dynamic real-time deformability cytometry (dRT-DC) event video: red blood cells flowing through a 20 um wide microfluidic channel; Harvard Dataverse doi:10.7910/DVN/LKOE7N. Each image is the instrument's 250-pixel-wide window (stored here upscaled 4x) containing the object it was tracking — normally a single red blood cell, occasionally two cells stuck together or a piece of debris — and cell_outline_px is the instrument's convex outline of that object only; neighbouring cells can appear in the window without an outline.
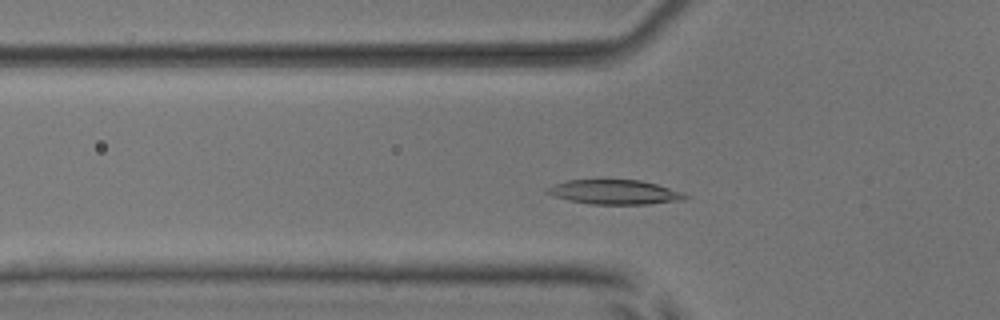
{"species": "common noctule bat (a hibernating species)", "species_latin": "Nyctalus noctula", "temperature_condition": "room temperature", "stored_images_in_passage": 40, "camera_frame_rate_fps": 3000, "um_per_image_px": 0.085, "animal": {"sex": "male", "body_mass_g": 17.9, "forearm_length_mm": 54.2}, "frame": {"image": 1, "passage_image": 5, "time_ms": 1.333, "image_size_px": [1000, 320], "cell_outline_px": [[688, 196], [684, 200], [648, 204], [592, 204], [568, 200], [552, 196], [544, 192], [544, 188], [552, 184], [568, 180], [640, 180], [656, 184], [680, 192]], "centroid_in_image_um": [52.15, 16.33], "position_along_channel_um": 73.7, "area_um2": 19.65}}
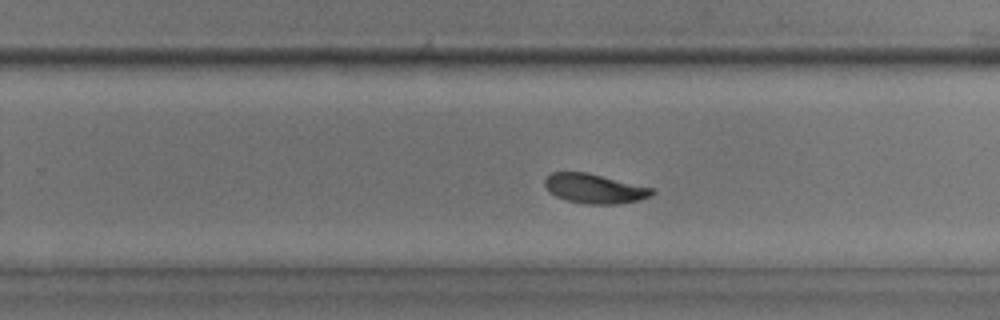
{"frame": {"image": 2, "passage_image": 21, "time_ms": 6.667, "image_size_px": [1000, 320], "cell_outline_px": [[656, 192], [652, 196], [640, 200], [616, 204], [588, 204], [568, 200], [556, 196], [548, 192], [544, 184], [544, 180], [552, 172], [588, 172], [656, 188]], "centroid_in_image_um": [50.59, 16.02], "position_along_channel_um": 279.2, "area_um2": 18.73}}
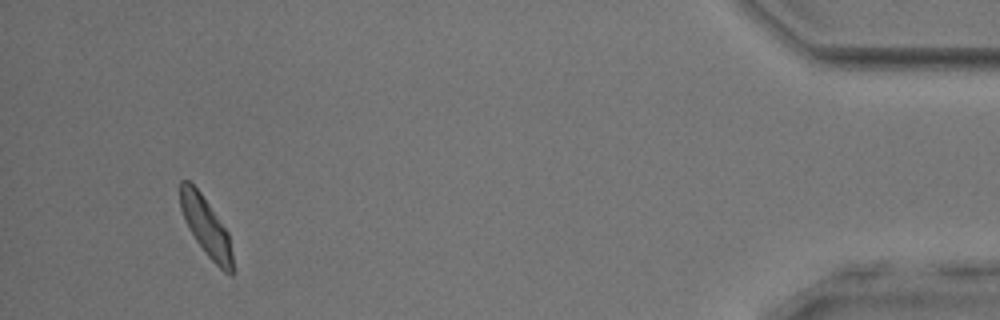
{"frame": {"image": 3, "passage_image": 37, "time_ms": 12.0, "image_size_px": [1000, 320], "cell_outline_px": [[236, 272], [232, 276], [224, 272], [208, 256], [196, 240], [188, 228], [184, 220], [180, 208], [180, 180], [188, 180], [200, 192], [228, 232]], "centroid_in_image_um": [17.54, 19.32], "position_along_channel_um": 417.7, "area_um2": 17.98}, "authors_computed_cell_mechanics": {"area_um2": 18.785, "velocity_mm_per_s": 3.8721, "shape_relaxation_time_tau1_ms": 2.1585, "shape_relaxation_time_tau2_ms": 1.5109, "deformation_change_tau1": 0.0848, "deformation_change_tau2": 0.0482}}